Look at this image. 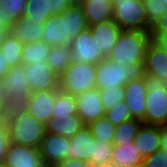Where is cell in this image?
Segmentation results:
<instances>
[{
    "instance_id": "7bdbcfd3",
    "label": "cell",
    "mask_w": 167,
    "mask_h": 167,
    "mask_svg": "<svg viewBox=\"0 0 167 167\" xmlns=\"http://www.w3.org/2000/svg\"><path fill=\"white\" fill-rule=\"evenodd\" d=\"M8 64L5 61V58L0 50V80L5 77L7 72L9 71Z\"/></svg>"
},
{
    "instance_id": "d6986e66",
    "label": "cell",
    "mask_w": 167,
    "mask_h": 167,
    "mask_svg": "<svg viewBox=\"0 0 167 167\" xmlns=\"http://www.w3.org/2000/svg\"><path fill=\"white\" fill-rule=\"evenodd\" d=\"M81 7L88 26L113 20L112 0H83Z\"/></svg>"
},
{
    "instance_id": "52a82bcc",
    "label": "cell",
    "mask_w": 167,
    "mask_h": 167,
    "mask_svg": "<svg viewBox=\"0 0 167 167\" xmlns=\"http://www.w3.org/2000/svg\"><path fill=\"white\" fill-rule=\"evenodd\" d=\"M1 82L8 95L7 109L13 106H22L31 93L22 64L10 68Z\"/></svg>"
},
{
    "instance_id": "3957f363",
    "label": "cell",
    "mask_w": 167,
    "mask_h": 167,
    "mask_svg": "<svg viewBox=\"0 0 167 167\" xmlns=\"http://www.w3.org/2000/svg\"><path fill=\"white\" fill-rule=\"evenodd\" d=\"M143 75V64H118L105 58L97 64L95 88L124 87L129 80H137Z\"/></svg>"
},
{
    "instance_id": "1f68e13d",
    "label": "cell",
    "mask_w": 167,
    "mask_h": 167,
    "mask_svg": "<svg viewBox=\"0 0 167 167\" xmlns=\"http://www.w3.org/2000/svg\"><path fill=\"white\" fill-rule=\"evenodd\" d=\"M75 114H77L75 96L58 90L52 110V117Z\"/></svg>"
},
{
    "instance_id": "f546056e",
    "label": "cell",
    "mask_w": 167,
    "mask_h": 167,
    "mask_svg": "<svg viewBox=\"0 0 167 167\" xmlns=\"http://www.w3.org/2000/svg\"><path fill=\"white\" fill-rule=\"evenodd\" d=\"M142 124V121L133 118L123 121L116 126L112 144L121 145L132 142Z\"/></svg>"
},
{
    "instance_id": "60d3db41",
    "label": "cell",
    "mask_w": 167,
    "mask_h": 167,
    "mask_svg": "<svg viewBox=\"0 0 167 167\" xmlns=\"http://www.w3.org/2000/svg\"><path fill=\"white\" fill-rule=\"evenodd\" d=\"M69 7L70 5H68L66 0H52V14L53 15L61 14Z\"/></svg>"
},
{
    "instance_id": "816d5d0a",
    "label": "cell",
    "mask_w": 167,
    "mask_h": 167,
    "mask_svg": "<svg viewBox=\"0 0 167 167\" xmlns=\"http://www.w3.org/2000/svg\"><path fill=\"white\" fill-rule=\"evenodd\" d=\"M165 90H166V93H167V82H165Z\"/></svg>"
},
{
    "instance_id": "8992f818",
    "label": "cell",
    "mask_w": 167,
    "mask_h": 167,
    "mask_svg": "<svg viewBox=\"0 0 167 167\" xmlns=\"http://www.w3.org/2000/svg\"><path fill=\"white\" fill-rule=\"evenodd\" d=\"M113 21L121 30L148 32L143 0H112Z\"/></svg>"
},
{
    "instance_id": "f5cc1de1",
    "label": "cell",
    "mask_w": 167,
    "mask_h": 167,
    "mask_svg": "<svg viewBox=\"0 0 167 167\" xmlns=\"http://www.w3.org/2000/svg\"><path fill=\"white\" fill-rule=\"evenodd\" d=\"M165 4H166V6H167V0H162Z\"/></svg>"
},
{
    "instance_id": "44dd1931",
    "label": "cell",
    "mask_w": 167,
    "mask_h": 167,
    "mask_svg": "<svg viewBox=\"0 0 167 167\" xmlns=\"http://www.w3.org/2000/svg\"><path fill=\"white\" fill-rule=\"evenodd\" d=\"M80 117L75 115L51 117L45 123L47 133L70 138L83 127Z\"/></svg>"
},
{
    "instance_id": "d4e9b609",
    "label": "cell",
    "mask_w": 167,
    "mask_h": 167,
    "mask_svg": "<svg viewBox=\"0 0 167 167\" xmlns=\"http://www.w3.org/2000/svg\"><path fill=\"white\" fill-rule=\"evenodd\" d=\"M72 51L70 46H52L45 62L58 76L72 63Z\"/></svg>"
},
{
    "instance_id": "c3c4849f",
    "label": "cell",
    "mask_w": 167,
    "mask_h": 167,
    "mask_svg": "<svg viewBox=\"0 0 167 167\" xmlns=\"http://www.w3.org/2000/svg\"><path fill=\"white\" fill-rule=\"evenodd\" d=\"M5 124V115H0V128Z\"/></svg>"
},
{
    "instance_id": "ac0fdd59",
    "label": "cell",
    "mask_w": 167,
    "mask_h": 167,
    "mask_svg": "<svg viewBox=\"0 0 167 167\" xmlns=\"http://www.w3.org/2000/svg\"><path fill=\"white\" fill-rule=\"evenodd\" d=\"M95 139L87 126H83L72 137L69 138V149L67 158L80 159L88 162L92 155Z\"/></svg>"
},
{
    "instance_id": "9a60e30c",
    "label": "cell",
    "mask_w": 167,
    "mask_h": 167,
    "mask_svg": "<svg viewBox=\"0 0 167 167\" xmlns=\"http://www.w3.org/2000/svg\"><path fill=\"white\" fill-rule=\"evenodd\" d=\"M143 76H154L167 82V51L152 40L146 49Z\"/></svg>"
},
{
    "instance_id": "f35d334b",
    "label": "cell",
    "mask_w": 167,
    "mask_h": 167,
    "mask_svg": "<svg viewBox=\"0 0 167 167\" xmlns=\"http://www.w3.org/2000/svg\"><path fill=\"white\" fill-rule=\"evenodd\" d=\"M10 145V139L8 134V129L6 124L0 128V165H2L5 154L7 153L8 147Z\"/></svg>"
},
{
    "instance_id": "484cf974",
    "label": "cell",
    "mask_w": 167,
    "mask_h": 167,
    "mask_svg": "<svg viewBox=\"0 0 167 167\" xmlns=\"http://www.w3.org/2000/svg\"><path fill=\"white\" fill-rule=\"evenodd\" d=\"M51 47V45L42 41L23 44L22 65L37 64L45 61L48 58Z\"/></svg>"
},
{
    "instance_id": "5bb4252c",
    "label": "cell",
    "mask_w": 167,
    "mask_h": 167,
    "mask_svg": "<svg viewBox=\"0 0 167 167\" xmlns=\"http://www.w3.org/2000/svg\"><path fill=\"white\" fill-rule=\"evenodd\" d=\"M125 103L130 109L133 119L143 121L146 110V83L144 76L137 80H129L124 86Z\"/></svg>"
},
{
    "instance_id": "f1b7e54d",
    "label": "cell",
    "mask_w": 167,
    "mask_h": 167,
    "mask_svg": "<svg viewBox=\"0 0 167 167\" xmlns=\"http://www.w3.org/2000/svg\"><path fill=\"white\" fill-rule=\"evenodd\" d=\"M61 16H67L68 37L70 40L88 28L81 6H70L61 13Z\"/></svg>"
},
{
    "instance_id": "ee69618b",
    "label": "cell",
    "mask_w": 167,
    "mask_h": 167,
    "mask_svg": "<svg viewBox=\"0 0 167 167\" xmlns=\"http://www.w3.org/2000/svg\"><path fill=\"white\" fill-rule=\"evenodd\" d=\"M7 93L5 87L2 85L0 80V106L6 111L7 110Z\"/></svg>"
},
{
    "instance_id": "b9f144b4",
    "label": "cell",
    "mask_w": 167,
    "mask_h": 167,
    "mask_svg": "<svg viewBox=\"0 0 167 167\" xmlns=\"http://www.w3.org/2000/svg\"><path fill=\"white\" fill-rule=\"evenodd\" d=\"M160 148L167 152V126H160Z\"/></svg>"
},
{
    "instance_id": "277c9868",
    "label": "cell",
    "mask_w": 167,
    "mask_h": 167,
    "mask_svg": "<svg viewBox=\"0 0 167 167\" xmlns=\"http://www.w3.org/2000/svg\"><path fill=\"white\" fill-rule=\"evenodd\" d=\"M97 65L72 61L59 77V90L76 96L95 88Z\"/></svg>"
},
{
    "instance_id": "ab89813d",
    "label": "cell",
    "mask_w": 167,
    "mask_h": 167,
    "mask_svg": "<svg viewBox=\"0 0 167 167\" xmlns=\"http://www.w3.org/2000/svg\"><path fill=\"white\" fill-rule=\"evenodd\" d=\"M54 167H92V165L89 162H85L80 159L66 158L57 163Z\"/></svg>"
},
{
    "instance_id": "7a4b0ae2",
    "label": "cell",
    "mask_w": 167,
    "mask_h": 167,
    "mask_svg": "<svg viewBox=\"0 0 167 167\" xmlns=\"http://www.w3.org/2000/svg\"><path fill=\"white\" fill-rule=\"evenodd\" d=\"M151 41L150 32L122 30L106 58L118 64H143L147 46Z\"/></svg>"
},
{
    "instance_id": "e0dca14e",
    "label": "cell",
    "mask_w": 167,
    "mask_h": 167,
    "mask_svg": "<svg viewBox=\"0 0 167 167\" xmlns=\"http://www.w3.org/2000/svg\"><path fill=\"white\" fill-rule=\"evenodd\" d=\"M88 29L96 41L99 50L106 58L110 54L122 30L113 20L88 26Z\"/></svg>"
},
{
    "instance_id": "681fc988",
    "label": "cell",
    "mask_w": 167,
    "mask_h": 167,
    "mask_svg": "<svg viewBox=\"0 0 167 167\" xmlns=\"http://www.w3.org/2000/svg\"><path fill=\"white\" fill-rule=\"evenodd\" d=\"M104 167H121V166H119L117 164H114V163H110V164H108V165H106Z\"/></svg>"
},
{
    "instance_id": "d6a6232c",
    "label": "cell",
    "mask_w": 167,
    "mask_h": 167,
    "mask_svg": "<svg viewBox=\"0 0 167 167\" xmlns=\"http://www.w3.org/2000/svg\"><path fill=\"white\" fill-rule=\"evenodd\" d=\"M87 127L90 129L93 138L98 141H103L106 143L113 142L114 131L116 126L113 125L108 119L104 116L93 121Z\"/></svg>"
},
{
    "instance_id": "5b68a950",
    "label": "cell",
    "mask_w": 167,
    "mask_h": 167,
    "mask_svg": "<svg viewBox=\"0 0 167 167\" xmlns=\"http://www.w3.org/2000/svg\"><path fill=\"white\" fill-rule=\"evenodd\" d=\"M146 93V110L143 124L162 126L167 121V93L165 83L154 76H144Z\"/></svg>"
},
{
    "instance_id": "e575fe53",
    "label": "cell",
    "mask_w": 167,
    "mask_h": 167,
    "mask_svg": "<svg viewBox=\"0 0 167 167\" xmlns=\"http://www.w3.org/2000/svg\"><path fill=\"white\" fill-rule=\"evenodd\" d=\"M143 4L148 23V32H150L151 27L167 11V6L162 0H143Z\"/></svg>"
},
{
    "instance_id": "603a6c76",
    "label": "cell",
    "mask_w": 167,
    "mask_h": 167,
    "mask_svg": "<svg viewBox=\"0 0 167 167\" xmlns=\"http://www.w3.org/2000/svg\"><path fill=\"white\" fill-rule=\"evenodd\" d=\"M142 160L143 157L140 155L133 141L113 146L111 163L121 167H141Z\"/></svg>"
},
{
    "instance_id": "7c38bea8",
    "label": "cell",
    "mask_w": 167,
    "mask_h": 167,
    "mask_svg": "<svg viewBox=\"0 0 167 167\" xmlns=\"http://www.w3.org/2000/svg\"><path fill=\"white\" fill-rule=\"evenodd\" d=\"M57 92L58 90H47L30 93L22 107L45 124L52 117Z\"/></svg>"
},
{
    "instance_id": "30bf717a",
    "label": "cell",
    "mask_w": 167,
    "mask_h": 167,
    "mask_svg": "<svg viewBox=\"0 0 167 167\" xmlns=\"http://www.w3.org/2000/svg\"><path fill=\"white\" fill-rule=\"evenodd\" d=\"M69 138L45 132L39 147L41 160L46 167H54L67 158Z\"/></svg>"
},
{
    "instance_id": "7dc6e473",
    "label": "cell",
    "mask_w": 167,
    "mask_h": 167,
    "mask_svg": "<svg viewBox=\"0 0 167 167\" xmlns=\"http://www.w3.org/2000/svg\"><path fill=\"white\" fill-rule=\"evenodd\" d=\"M66 2H67L68 5H70V6H81L83 0H66Z\"/></svg>"
},
{
    "instance_id": "4fadbf2b",
    "label": "cell",
    "mask_w": 167,
    "mask_h": 167,
    "mask_svg": "<svg viewBox=\"0 0 167 167\" xmlns=\"http://www.w3.org/2000/svg\"><path fill=\"white\" fill-rule=\"evenodd\" d=\"M4 167H46L39 149L21 144H11L2 163Z\"/></svg>"
},
{
    "instance_id": "2e32d148",
    "label": "cell",
    "mask_w": 167,
    "mask_h": 167,
    "mask_svg": "<svg viewBox=\"0 0 167 167\" xmlns=\"http://www.w3.org/2000/svg\"><path fill=\"white\" fill-rule=\"evenodd\" d=\"M42 42L51 46H70L67 16L52 15L44 23Z\"/></svg>"
},
{
    "instance_id": "4316f807",
    "label": "cell",
    "mask_w": 167,
    "mask_h": 167,
    "mask_svg": "<svg viewBox=\"0 0 167 167\" xmlns=\"http://www.w3.org/2000/svg\"><path fill=\"white\" fill-rule=\"evenodd\" d=\"M23 43L10 34L0 42V50L9 68H14L22 64Z\"/></svg>"
},
{
    "instance_id": "4dcf8cb0",
    "label": "cell",
    "mask_w": 167,
    "mask_h": 167,
    "mask_svg": "<svg viewBox=\"0 0 167 167\" xmlns=\"http://www.w3.org/2000/svg\"><path fill=\"white\" fill-rule=\"evenodd\" d=\"M113 144L95 140L90 160L92 167H104L111 163Z\"/></svg>"
},
{
    "instance_id": "f6af8a7d",
    "label": "cell",
    "mask_w": 167,
    "mask_h": 167,
    "mask_svg": "<svg viewBox=\"0 0 167 167\" xmlns=\"http://www.w3.org/2000/svg\"><path fill=\"white\" fill-rule=\"evenodd\" d=\"M160 47L167 51V35H160L155 40Z\"/></svg>"
},
{
    "instance_id": "7402d4cb",
    "label": "cell",
    "mask_w": 167,
    "mask_h": 167,
    "mask_svg": "<svg viewBox=\"0 0 167 167\" xmlns=\"http://www.w3.org/2000/svg\"><path fill=\"white\" fill-rule=\"evenodd\" d=\"M44 23L32 22L30 18L21 17L11 29V34L23 44L41 41Z\"/></svg>"
},
{
    "instance_id": "8d00e7d4",
    "label": "cell",
    "mask_w": 167,
    "mask_h": 167,
    "mask_svg": "<svg viewBox=\"0 0 167 167\" xmlns=\"http://www.w3.org/2000/svg\"><path fill=\"white\" fill-rule=\"evenodd\" d=\"M141 167H167V152L160 148L151 155L145 156Z\"/></svg>"
},
{
    "instance_id": "9c48e42d",
    "label": "cell",
    "mask_w": 167,
    "mask_h": 167,
    "mask_svg": "<svg viewBox=\"0 0 167 167\" xmlns=\"http://www.w3.org/2000/svg\"><path fill=\"white\" fill-rule=\"evenodd\" d=\"M23 67L31 93L59 90V77L45 61L37 64L23 65Z\"/></svg>"
},
{
    "instance_id": "74e56055",
    "label": "cell",
    "mask_w": 167,
    "mask_h": 167,
    "mask_svg": "<svg viewBox=\"0 0 167 167\" xmlns=\"http://www.w3.org/2000/svg\"><path fill=\"white\" fill-rule=\"evenodd\" d=\"M150 34L152 40H155L160 35H167V11H165L158 22L151 27Z\"/></svg>"
},
{
    "instance_id": "836d02e7",
    "label": "cell",
    "mask_w": 167,
    "mask_h": 167,
    "mask_svg": "<svg viewBox=\"0 0 167 167\" xmlns=\"http://www.w3.org/2000/svg\"><path fill=\"white\" fill-rule=\"evenodd\" d=\"M99 93L104 111L114 108V106L125 101L124 87L117 86L100 89Z\"/></svg>"
},
{
    "instance_id": "f907efd6",
    "label": "cell",
    "mask_w": 167,
    "mask_h": 167,
    "mask_svg": "<svg viewBox=\"0 0 167 167\" xmlns=\"http://www.w3.org/2000/svg\"><path fill=\"white\" fill-rule=\"evenodd\" d=\"M5 110L0 106V115H5Z\"/></svg>"
},
{
    "instance_id": "6da1fadb",
    "label": "cell",
    "mask_w": 167,
    "mask_h": 167,
    "mask_svg": "<svg viewBox=\"0 0 167 167\" xmlns=\"http://www.w3.org/2000/svg\"><path fill=\"white\" fill-rule=\"evenodd\" d=\"M5 124L11 144L39 149L45 135V124L38 121L22 106H13L5 112Z\"/></svg>"
},
{
    "instance_id": "8fae6325",
    "label": "cell",
    "mask_w": 167,
    "mask_h": 167,
    "mask_svg": "<svg viewBox=\"0 0 167 167\" xmlns=\"http://www.w3.org/2000/svg\"><path fill=\"white\" fill-rule=\"evenodd\" d=\"M77 115L84 126L104 116L101 96L97 88L87 90L75 96Z\"/></svg>"
},
{
    "instance_id": "cb8c5ba5",
    "label": "cell",
    "mask_w": 167,
    "mask_h": 167,
    "mask_svg": "<svg viewBox=\"0 0 167 167\" xmlns=\"http://www.w3.org/2000/svg\"><path fill=\"white\" fill-rule=\"evenodd\" d=\"M27 0H1L0 24L12 29L23 16Z\"/></svg>"
},
{
    "instance_id": "ffe728a7",
    "label": "cell",
    "mask_w": 167,
    "mask_h": 167,
    "mask_svg": "<svg viewBox=\"0 0 167 167\" xmlns=\"http://www.w3.org/2000/svg\"><path fill=\"white\" fill-rule=\"evenodd\" d=\"M140 155H151L160 149V126L142 124L133 140Z\"/></svg>"
},
{
    "instance_id": "83f0119b",
    "label": "cell",
    "mask_w": 167,
    "mask_h": 167,
    "mask_svg": "<svg viewBox=\"0 0 167 167\" xmlns=\"http://www.w3.org/2000/svg\"><path fill=\"white\" fill-rule=\"evenodd\" d=\"M52 0H27L23 17L32 22L45 23L52 16Z\"/></svg>"
},
{
    "instance_id": "bcb514c9",
    "label": "cell",
    "mask_w": 167,
    "mask_h": 167,
    "mask_svg": "<svg viewBox=\"0 0 167 167\" xmlns=\"http://www.w3.org/2000/svg\"><path fill=\"white\" fill-rule=\"evenodd\" d=\"M11 34V29L0 24V42Z\"/></svg>"
},
{
    "instance_id": "ba28073f",
    "label": "cell",
    "mask_w": 167,
    "mask_h": 167,
    "mask_svg": "<svg viewBox=\"0 0 167 167\" xmlns=\"http://www.w3.org/2000/svg\"><path fill=\"white\" fill-rule=\"evenodd\" d=\"M70 48L73 61L79 63L83 62L97 65L105 59L88 28L71 40Z\"/></svg>"
},
{
    "instance_id": "d590c367",
    "label": "cell",
    "mask_w": 167,
    "mask_h": 167,
    "mask_svg": "<svg viewBox=\"0 0 167 167\" xmlns=\"http://www.w3.org/2000/svg\"><path fill=\"white\" fill-rule=\"evenodd\" d=\"M104 117L115 126L132 118L130 109L125 102L119 103V105L114 106V108L105 111Z\"/></svg>"
}]
</instances>
